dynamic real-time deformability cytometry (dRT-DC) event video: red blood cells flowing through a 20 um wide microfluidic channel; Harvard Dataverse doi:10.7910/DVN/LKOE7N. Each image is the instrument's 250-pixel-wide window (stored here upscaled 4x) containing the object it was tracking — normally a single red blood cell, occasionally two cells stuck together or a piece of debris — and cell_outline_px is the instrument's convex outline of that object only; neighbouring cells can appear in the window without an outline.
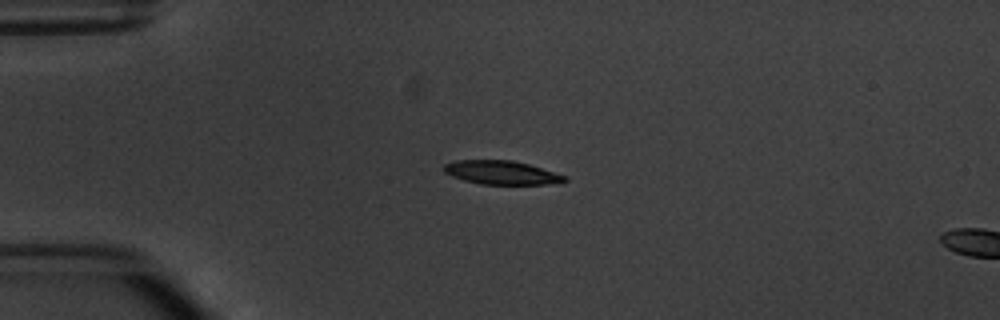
{"species": "common noctule bat (a hibernating species)", "species_latin": "Nyctalus noctula", "temperature_condition": "warm", "stored_images_in_passage": 4, "camera_frame_rate_fps": 3000, "um_per_image_px": 0.085, "animal": {"sex": "male", "body_mass_g": 20.1, "forearm_length_mm": 53.5}, "frame": {"image": 1, "passage_image": 3, "time_ms": 2.333, "image_size_px": [1000, 320], "cell_outline_px": [[568, 180], [544, 184], [480, 184], [464, 180], [452, 176], [444, 172], [440, 168], [444, 164], [456, 160], [512, 160], [528, 164], [568, 176]], "centroid_in_image_um": [42.57, 14.66], "position_along_channel_um": 42.4, "area_um2": 16.65}}